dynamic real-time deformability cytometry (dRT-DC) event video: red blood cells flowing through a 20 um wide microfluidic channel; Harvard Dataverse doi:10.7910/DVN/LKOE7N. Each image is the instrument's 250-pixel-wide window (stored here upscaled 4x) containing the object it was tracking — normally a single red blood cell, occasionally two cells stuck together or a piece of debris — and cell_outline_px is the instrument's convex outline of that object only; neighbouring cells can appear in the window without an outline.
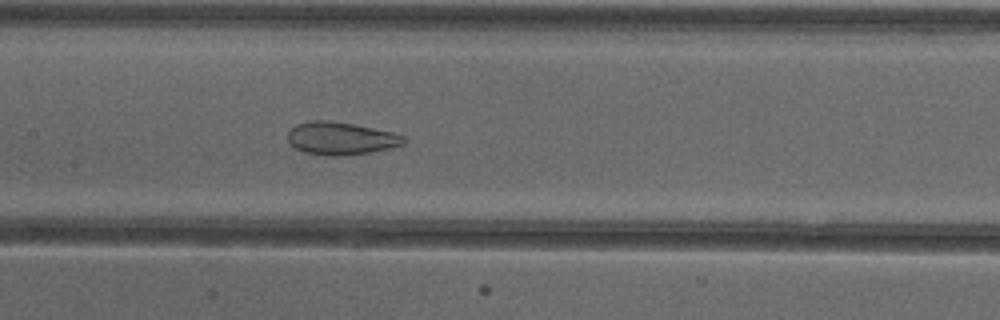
{"species": "common noctule bat (a hibernating species)", "species_latin": "Nyctalus noctula", "temperature_condition": "cold", "stored_images_in_passage": 38, "camera_frame_rate_fps": 3000, "um_per_image_px": 0.085, "animal": {"sex": "female"}, "frame": {"image": 1, "passage_image": 11, "time_ms": 3.333, "image_size_px": [1000, 320], "cell_outline_px": [[404, 144], [388, 148], [368, 152], [332, 156], [304, 152], [296, 148], [288, 140], [288, 132], [296, 124], [308, 120], [324, 120], [352, 124], [392, 132], [404, 136]], "centroid_in_image_um": [28.93, 11.75], "position_along_channel_um": 178.5, "area_um2": 21.62}}
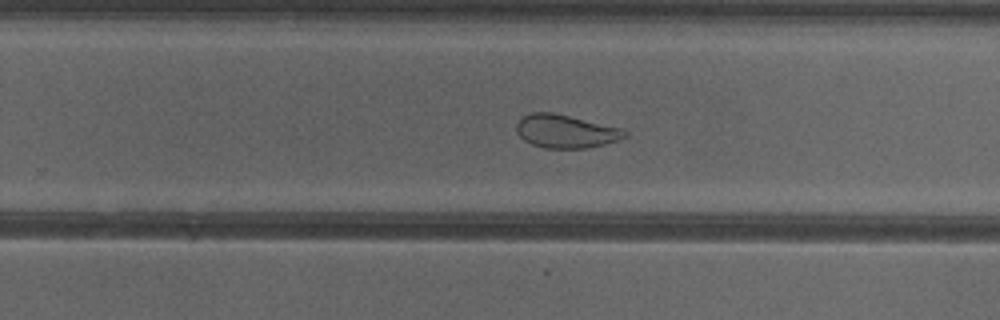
{"frame": {"image": 2, "passage_image": 19, "time_ms": 6.0, "image_size_px": [1000, 320], "cell_outline_px": [[628, 136], [620, 140], [604, 144], [584, 148], [544, 148], [532, 144], [524, 140], [516, 132], [516, 124], [528, 112], [552, 112], [624, 128], [628, 132]], "centroid_in_image_um": [48.12, 11.15], "position_along_channel_um": 281.7, "area_um2": 21.15}}
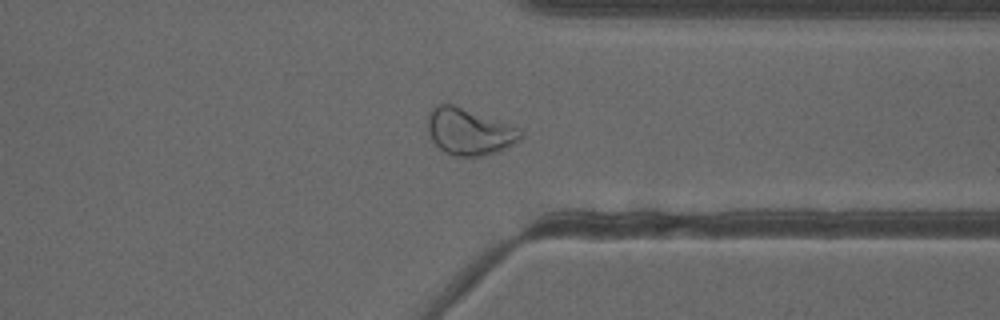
{"frame": {"image": 3, "passage_image": 26, "time_ms": 8.333, "image_size_px": [1000, 320], "cell_outline_px": [[524, 136], [520, 140], [504, 148], [480, 156], [452, 156], [444, 152], [428, 136], [428, 112], [436, 104], [452, 104], [520, 128], [524, 132]], "centroid_in_image_um": [39.86, 11.18], "position_along_channel_um": 371.5, "area_um2": 25.09}, "authors_computed_cell_mechanics": {"area_um2": 24.6228, "velocity_mm_per_s": 3.8992, "shape_relaxation_time_tau1_ms": null, "shape_relaxation_time_tau2_ms": 1.2425, "deformation_change_tau1": null, "deformation_change_tau2": 0.0772}}